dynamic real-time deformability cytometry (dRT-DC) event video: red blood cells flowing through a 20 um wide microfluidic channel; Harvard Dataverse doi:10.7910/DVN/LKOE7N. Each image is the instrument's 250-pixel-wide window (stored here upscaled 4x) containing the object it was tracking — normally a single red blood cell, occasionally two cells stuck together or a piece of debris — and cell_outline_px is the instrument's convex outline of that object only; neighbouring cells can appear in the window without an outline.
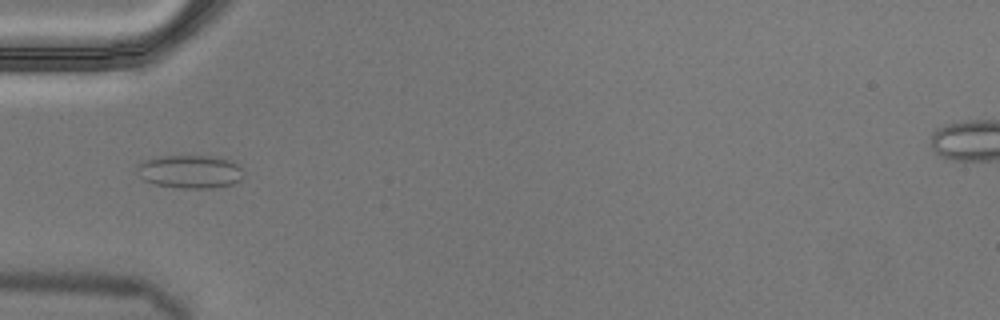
{"species": "Egyptian fruit bat (a non-hibernating species)", "species_latin": "Rousettus aegyptiacus", "temperature_condition": "cold", "stored_images_in_passage": 4, "camera_frame_rate_fps": 3000, "um_per_image_px": 0.085, "animal": {"sex": "male"}, "frame": {"image": 1, "passage_image": 3, "time_ms": 0.667, "image_size_px": [1000, 320], "cell_outline_px": [[244, 176], [240, 180], [232, 184], [216, 188], [180, 188], [156, 184], [144, 180], [140, 176], [136, 168], [140, 164], [156, 156], [220, 156], [236, 164], [244, 172]], "centroid_in_image_um": [16.19, 14.59], "position_along_channel_um": 68.8, "area_um2": 20.58}}
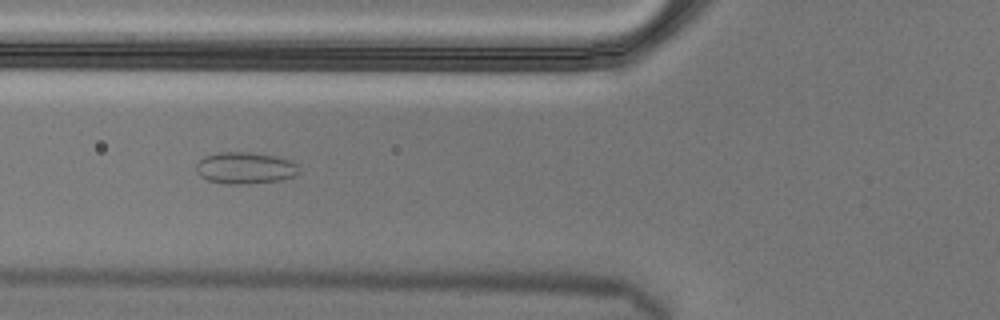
{"frame": {"image": 2, "passage_image": 4, "time_ms": 1.0, "image_size_px": [1000, 320], "cell_outline_px": [[300, 172], [296, 176], [280, 180], [240, 184], [228, 184], [208, 180], [200, 176], [196, 172], [196, 164], [204, 156], [220, 152], [252, 152], [276, 156], [292, 160], [300, 168]], "centroid_in_image_um": [20.86, 14.27], "position_along_channel_um": 104.9, "area_um2": 19.13}}